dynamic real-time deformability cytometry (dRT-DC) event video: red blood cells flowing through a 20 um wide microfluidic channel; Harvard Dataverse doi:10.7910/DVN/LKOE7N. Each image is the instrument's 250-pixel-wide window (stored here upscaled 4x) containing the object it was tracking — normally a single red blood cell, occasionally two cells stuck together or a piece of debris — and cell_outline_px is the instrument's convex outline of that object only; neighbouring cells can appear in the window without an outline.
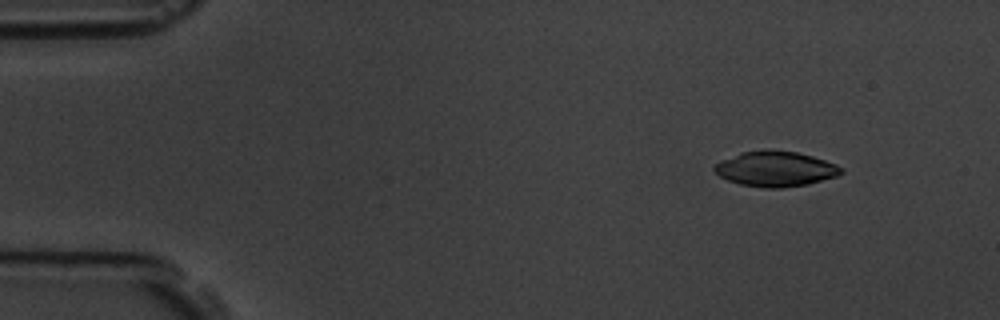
{"species": "common noctule bat (a hibernating species)", "species_latin": "Nyctalus noctula", "temperature_condition": "room temperature", "stored_images_in_passage": 4, "camera_frame_rate_fps": 3000, "um_per_image_px": 0.085, "animal": {"sex": "male", "body_mass_g": 19.5, "forearm_length_mm": 54.6}, "frame": {"image": 1, "passage_image": 1, "time_ms": 0.0, "image_size_px": [1000, 320], "cell_outline_px": [[844, 172], [836, 176], [808, 184], [780, 188], [764, 188], [740, 184], [728, 180], [720, 176], [712, 168], [716, 164], [740, 152], [764, 148], [796, 152], [812, 156], [836, 164], [844, 168]], "centroid_in_image_um": [65.93, 14.34], "position_along_channel_um": 19.1, "area_um2": 26.07}}